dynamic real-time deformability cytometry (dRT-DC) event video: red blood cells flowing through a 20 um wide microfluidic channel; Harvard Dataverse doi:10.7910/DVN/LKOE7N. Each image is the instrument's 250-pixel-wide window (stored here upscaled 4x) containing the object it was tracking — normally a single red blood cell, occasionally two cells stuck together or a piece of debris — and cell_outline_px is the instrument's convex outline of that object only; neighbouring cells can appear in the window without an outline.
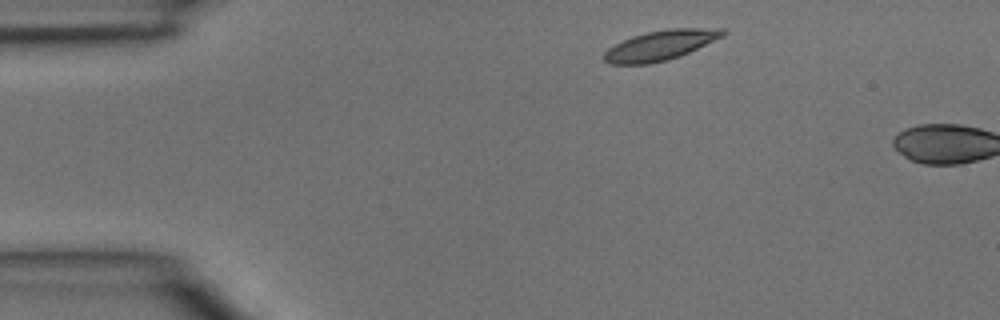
{"species": "common noctule bat (a hibernating species)", "species_latin": "Nyctalus noctula", "temperature_condition": "room temperature", "stored_images_in_passage": 2, "camera_frame_rate_fps": 3000, "um_per_image_px": 0.085, "animal": {"sex": "male", "body_mass_g": 15.6}, "frame": {"image": 1, "passage_image": 1, "time_ms": 0.0, "image_size_px": [1000, 320], "cell_outline_px": [[728, 32], [724, 36], [680, 56], [668, 60], [648, 64], [608, 64], [604, 60], [604, 52], [608, 48], [632, 36], [648, 32], [668, 28], [724, 28]], "centroid_in_image_um": [56.16, 3.84], "position_along_channel_um": 28.8, "area_um2": 20.69}}